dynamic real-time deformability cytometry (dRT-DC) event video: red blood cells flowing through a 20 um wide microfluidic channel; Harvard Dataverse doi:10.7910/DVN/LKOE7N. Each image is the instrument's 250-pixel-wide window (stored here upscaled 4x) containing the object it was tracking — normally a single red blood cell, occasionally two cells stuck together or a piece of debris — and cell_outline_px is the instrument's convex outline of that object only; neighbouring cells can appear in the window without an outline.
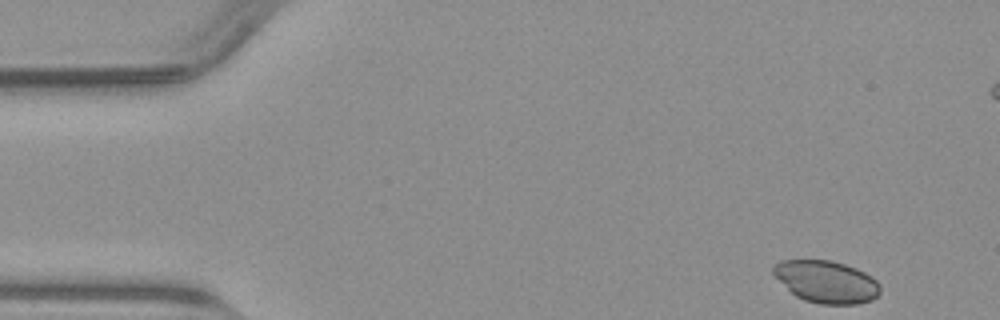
{"species": "common noctule bat (a hibernating species)", "species_latin": "Nyctalus noctula", "temperature_condition": "warm", "stored_images_in_passage": 48, "camera_frame_rate_fps": 3000, "um_per_image_px": 0.085, "animal": {"sex": "male", "body_mass_g": 23.1, "forearm_length_mm": 52.7}, "frame": {"image": 1, "passage_image": 1, "time_ms": 0.0, "image_size_px": [1000, 320], "cell_outline_px": [[880, 292], [872, 300], [856, 304], [820, 304], [804, 300], [796, 296], [772, 272], [772, 268], [780, 260], [832, 260], [856, 268], [872, 276], [880, 284]], "centroid_in_image_um": [70.27, 23.94], "position_along_channel_um": 14.7, "area_um2": 26.13}}
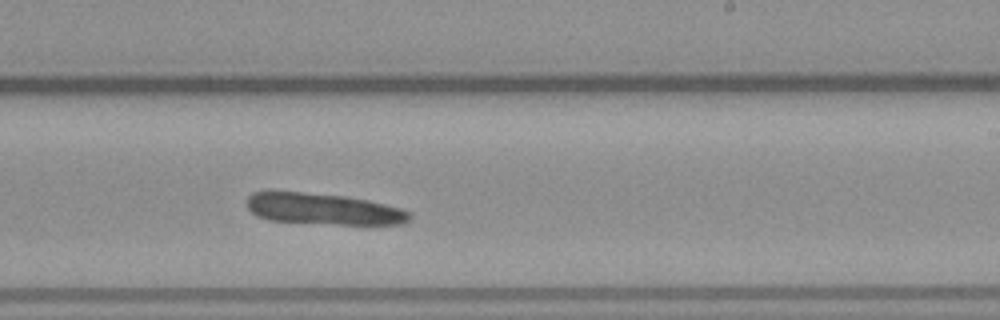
{"frame": {"image": 2, "passage_image": 27, "time_ms": 8.667, "image_size_px": [1000, 320], "cell_outline_px": [[412, 216], [408, 220], [400, 224], [340, 224], [268, 220], [252, 212], [248, 208], [248, 196], [252, 192], [300, 192], [344, 196], [368, 200], [400, 208], [412, 212]], "centroid_in_image_um": [27.52, 17.76], "position_along_channel_um": 261.5, "area_um2": 29.19}}
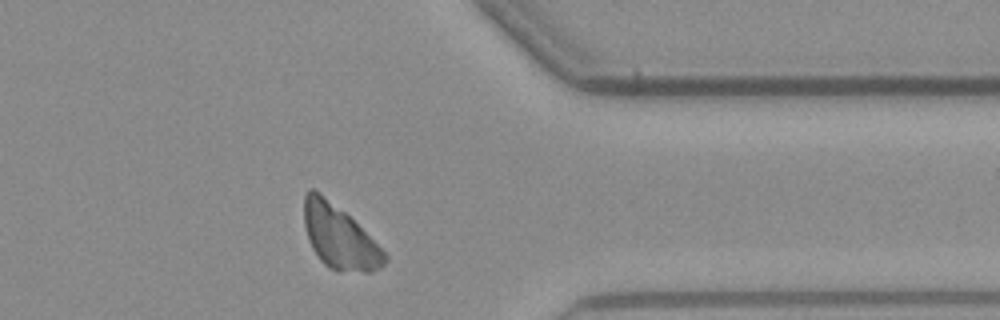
{"frame": {"image": 3, "passage_image": 37, "time_ms": 12.0, "image_size_px": [1000, 320], "cell_outline_px": [[388, 260], [380, 268], [368, 272], [340, 272], [328, 268], [320, 260], [312, 248], [308, 240], [304, 224], [304, 196], [308, 188], [312, 188], [320, 192], [344, 212], [388, 256]], "centroid_in_image_um": [28.8, 20.17], "position_along_channel_um": 382.6, "area_um2": 29.42}}